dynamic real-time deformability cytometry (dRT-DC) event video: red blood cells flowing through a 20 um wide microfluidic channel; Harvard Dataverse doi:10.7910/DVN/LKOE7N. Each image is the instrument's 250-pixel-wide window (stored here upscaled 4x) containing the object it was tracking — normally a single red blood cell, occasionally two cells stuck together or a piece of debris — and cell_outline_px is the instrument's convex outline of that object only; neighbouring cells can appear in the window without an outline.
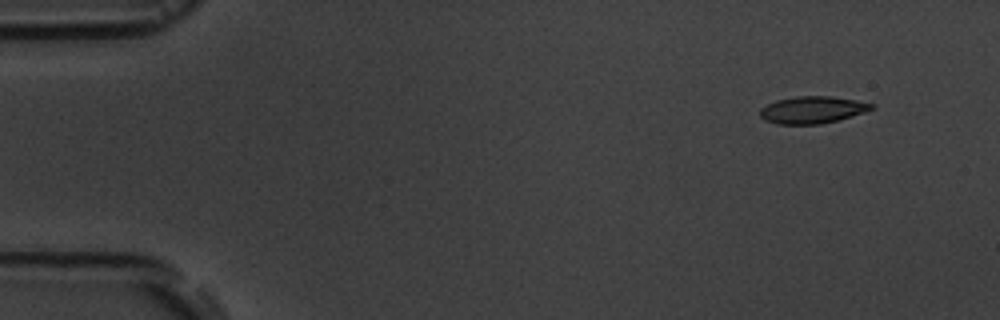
{"species": "common noctule bat (a hibernating species)", "species_latin": "Nyctalus noctula", "temperature_condition": "room temperature", "stored_images_in_passage": 6, "camera_frame_rate_fps": 3000, "um_per_image_px": 0.085, "animal": {"sex": "male", "body_mass_g": 19.5, "forearm_length_mm": 54.6}, "frame": {"image": 1, "passage_image": 1, "time_ms": 0.0, "image_size_px": [1000, 320], "cell_outline_px": [[872, 108], [864, 112], [852, 116], [820, 124], [776, 124], [764, 120], [760, 116], [760, 108], [776, 100], [796, 96], [832, 96], [856, 100], [872, 104]], "centroid_in_image_um": [69.0, 9.33], "position_along_channel_um": 16.0, "area_um2": 17.46}}
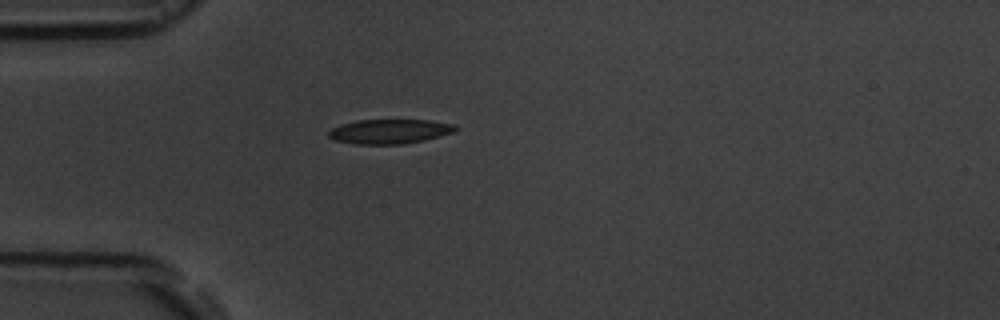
{"frame": {"image": 2, "passage_image": 4, "time_ms": 3.667, "image_size_px": [1000, 320], "cell_outline_px": [[456, 132], [424, 140], [404, 144], [352, 144], [332, 140], [328, 136], [328, 132], [332, 128], [340, 124], [356, 120], [432, 120], [456, 124]], "centroid_in_image_um": [33.11, 11.17], "position_along_channel_um": 51.9, "area_um2": 18.38}}
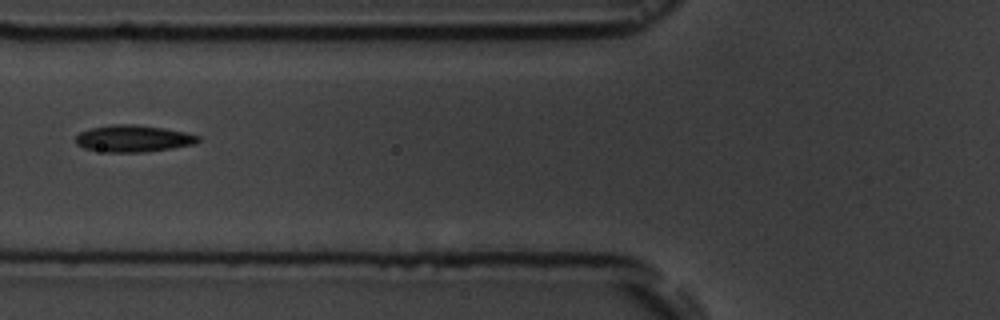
{"frame": {"image": 3, "passage_image": 6, "time_ms": 5.667, "image_size_px": [1000, 320], "cell_outline_px": [[200, 140], [196, 144], [172, 148], [144, 152], [108, 152], [84, 148], [76, 144], [76, 136], [80, 132], [92, 128], [112, 124], [132, 124], [164, 128], [188, 132], [200, 136]], "centroid_in_image_um": [11.37, 11.77], "position_along_channel_um": 114.4, "area_um2": 19.19}}